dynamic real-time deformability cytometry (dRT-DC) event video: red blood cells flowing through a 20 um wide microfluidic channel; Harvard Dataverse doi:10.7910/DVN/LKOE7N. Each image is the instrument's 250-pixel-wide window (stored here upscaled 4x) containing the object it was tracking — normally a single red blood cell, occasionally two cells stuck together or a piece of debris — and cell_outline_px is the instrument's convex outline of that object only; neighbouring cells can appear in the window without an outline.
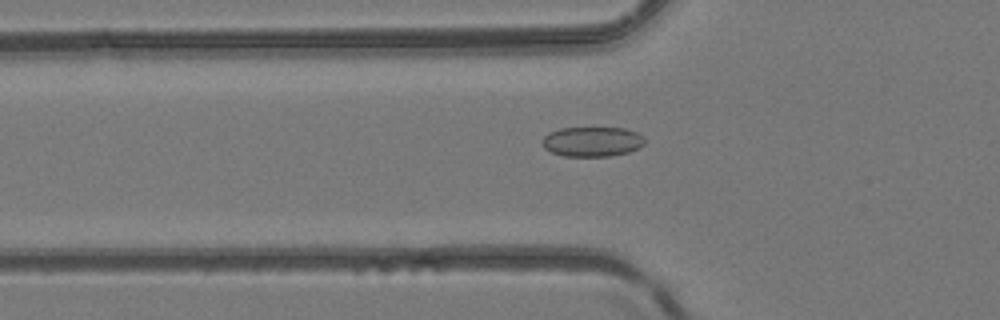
{"species": "common noctule bat (a hibernating species)", "species_latin": "Nyctalus noctula", "temperature_condition": "room temperature", "stored_images_in_passage": 48, "camera_frame_rate_fps": 3000, "um_per_image_px": 0.085, "animal": {"sex": "female", "body_mass_g": 24.6, "forearm_length_mm": 56.2}, "frame": {"image": 1, "passage_image": 17, "time_ms": 5.333, "image_size_px": [1000, 320], "cell_outline_px": [[644, 144], [640, 148], [628, 152], [608, 156], [564, 156], [552, 152], [544, 148], [544, 136], [548, 132], [560, 128], [624, 128], [636, 132], [644, 140]], "centroid_in_image_um": [50.33, 12.04], "position_along_channel_um": 75.5, "area_um2": 17.63}}
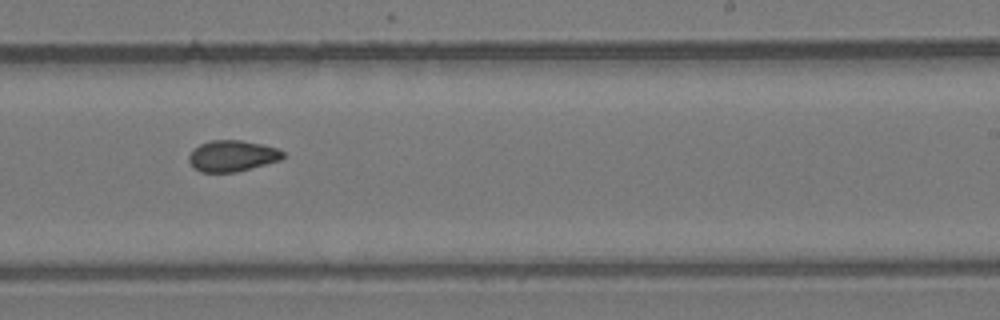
{"frame": {"image": 2, "passage_image": 30, "time_ms": 9.667, "image_size_px": [1000, 320], "cell_outline_px": [[284, 156], [280, 160], [236, 172], [200, 172], [192, 168], [188, 160], [188, 156], [192, 148], [200, 144], [212, 140], [240, 140], [260, 144], [276, 148], [284, 152]], "centroid_in_image_um": [19.68, 13.26], "position_along_channel_um": 269.3, "area_um2": 17.11}}
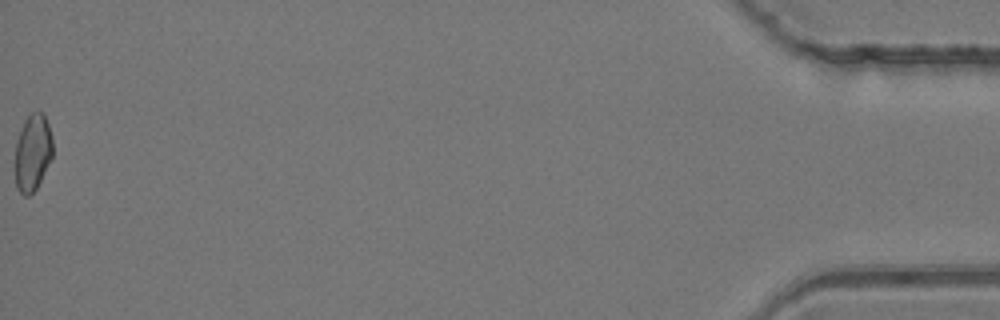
{"frame": {"image": 3, "passage_image": 48, "time_ms": 15.667, "image_size_px": [1000, 320], "cell_outline_px": [[52, 156], [36, 188], [28, 196], [24, 196], [16, 188], [16, 140], [24, 120], [32, 112], [44, 112], [52, 136]], "centroid_in_image_um": [2.77, 12.93], "position_along_channel_um": 432.4, "area_um2": 16.65}}